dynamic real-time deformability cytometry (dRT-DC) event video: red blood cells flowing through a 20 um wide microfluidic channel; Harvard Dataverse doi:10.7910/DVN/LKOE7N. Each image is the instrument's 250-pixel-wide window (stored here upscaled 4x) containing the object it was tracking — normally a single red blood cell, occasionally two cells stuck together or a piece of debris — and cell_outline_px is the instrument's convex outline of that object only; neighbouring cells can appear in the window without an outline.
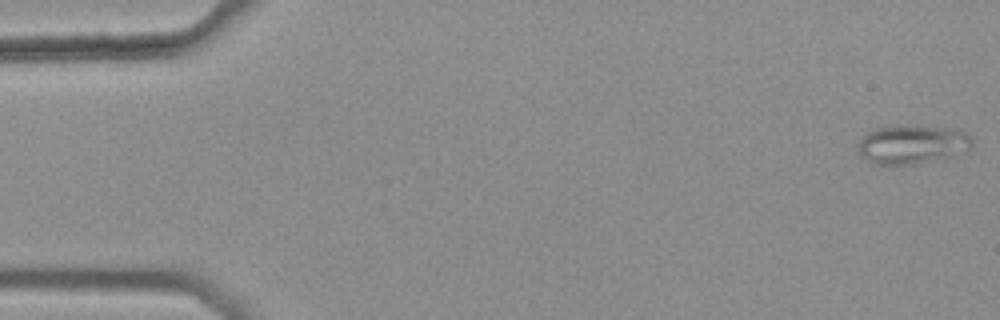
{"species": "common noctule bat (a hibernating species)", "species_latin": "Nyctalus noctula", "temperature_condition": "warm", "stored_images_in_passage": 48, "camera_frame_rate_fps": 3000, "um_per_image_px": 0.085, "animal": {"sex": "female", "body_mass_g": 25.1}, "frame": {"image": 1, "passage_image": 1, "time_ms": 0.0, "image_size_px": [1000, 320], "cell_outline_px": [[976, 140], [972, 148], [952, 156], [936, 160], [916, 164], [872, 164], [864, 160], [860, 156], [856, 144], [868, 132], [876, 128], [896, 124], [916, 124], [956, 128], [972, 136]], "centroid_in_image_um": [77.57, 12.24], "position_along_channel_um": 7.4, "area_um2": 26.93}}
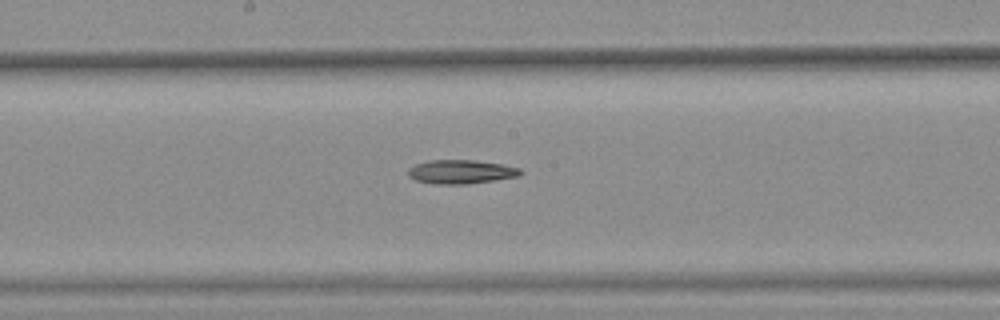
{"frame": {"image": 2, "passage_image": 28, "time_ms": 9.0, "image_size_px": [1000, 320], "cell_outline_px": [[524, 172], [520, 176], [464, 184], [436, 184], [416, 180], [408, 176], [408, 168], [416, 164], [428, 160], [472, 160], [504, 164], [520, 168]], "centroid_in_image_um": [39.19, 14.59], "position_along_channel_um": 209.0, "area_um2": 15.61}}
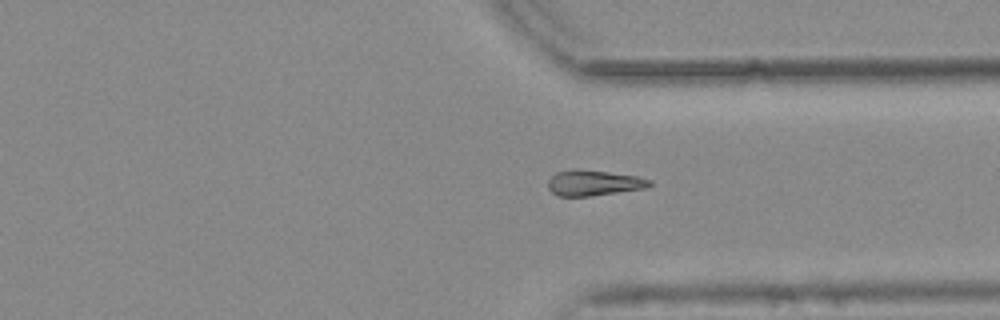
{"frame": {"image": 3, "passage_image": 40, "time_ms": 13.0, "image_size_px": [1000, 320], "cell_outline_px": [[652, 184], [644, 188], [592, 196], [556, 196], [548, 188], [548, 180], [556, 172], [572, 168], [608, 172], [636, 176], [652, 180]], "centroid_in_image_um": [50.42, 15.54], "position_along_channel_um": 361.0, "area_um2": 15.14}}